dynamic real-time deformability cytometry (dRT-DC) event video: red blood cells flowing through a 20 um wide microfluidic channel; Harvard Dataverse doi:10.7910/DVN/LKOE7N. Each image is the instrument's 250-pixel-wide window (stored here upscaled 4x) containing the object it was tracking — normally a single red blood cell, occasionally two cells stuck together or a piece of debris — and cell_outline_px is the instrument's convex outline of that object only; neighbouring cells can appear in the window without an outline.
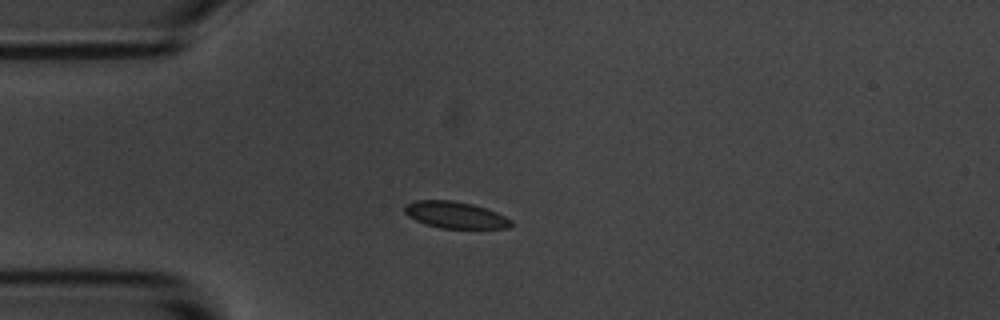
{"species": "common noctule bat (a hibernating species)", "species_latin": "Nyctalus noctula", "temperature_condition": "room temperature", "stored_images_in_passage": 42, "camera_frame_rate_fps": 3000, "um_per_image_px": 0.085, "animal": {"sex": "male", "body_mass_g": 20.1, "forearm_length_mm": 53.5}, "frame": {"image": 1, "passage_image": 1, "time_ms": 0.0, "image_size_px": [1000, 320], "cell_outline_px": [[512, 224], [508, 228], [440, 228], [424, 224], [408, 216], [404, 212], [404, 204], [416, 200], [452, 200], [472, 204], [496, 212], [512, 220]], "centroid_in_image_um": [38.65, 18.27], "position_along_channel_um": 46.3, "area_um2": 16.53}}
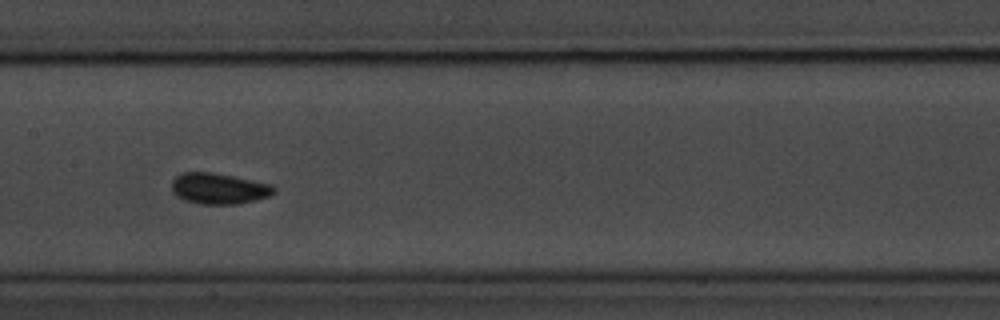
{"frame": {"image": 2, "passage_image": 14, "time_ms": 4.333, "image_size_px": [1000, 320], "cell_outline_px": [[276, 192], [268, 196], [256, 200], [240, 204], [200, 204], [184, 200], [176, 196], [172, 192], [172, 180], [180, 172], [212, 172], [272, 184], [276, 188]], "centroid_in_image_um": [18.59, 16.03], "position_along_channel_um": 188.8, "area_um2": 18.61}}
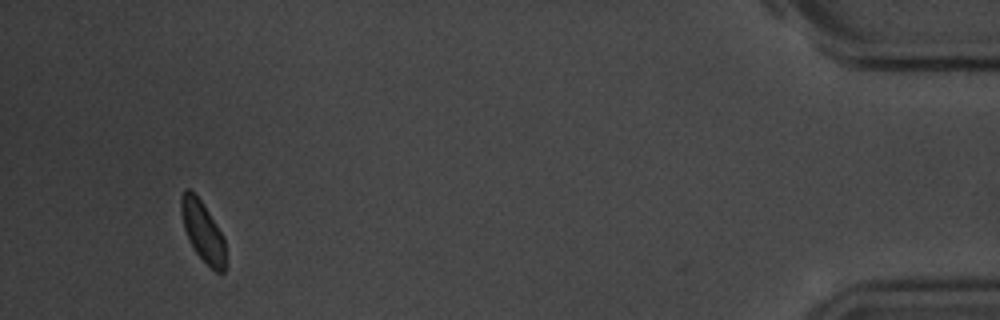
{"frame": {"image": 3, "passage_image": 39, "time_ms": 12.667, "image_size_px": [1000, 320], "cell_outline_px": [[224, 272], [216, 272], [196, 252], [188, 240], [184, 228], [180, 212], [180, 196], [184, 188], [188, 188], [200, 200], [224, 236]], "centroid_in_image_um": [17.19, 19.62], "position_along_channel_um": 418.0, "area_um2": 15.32}, "authors_computed_cell_mechanics": {"area_um2": 16.8198, "velocity_mm_per_s": 3.6239, "shape_relaxation_time_tau1_ms": 1.4095, "shape_relaxation_time_tau2_ms": null, "deformation_change_tau1": 0.0453, "deformation_change_tau2": null}}